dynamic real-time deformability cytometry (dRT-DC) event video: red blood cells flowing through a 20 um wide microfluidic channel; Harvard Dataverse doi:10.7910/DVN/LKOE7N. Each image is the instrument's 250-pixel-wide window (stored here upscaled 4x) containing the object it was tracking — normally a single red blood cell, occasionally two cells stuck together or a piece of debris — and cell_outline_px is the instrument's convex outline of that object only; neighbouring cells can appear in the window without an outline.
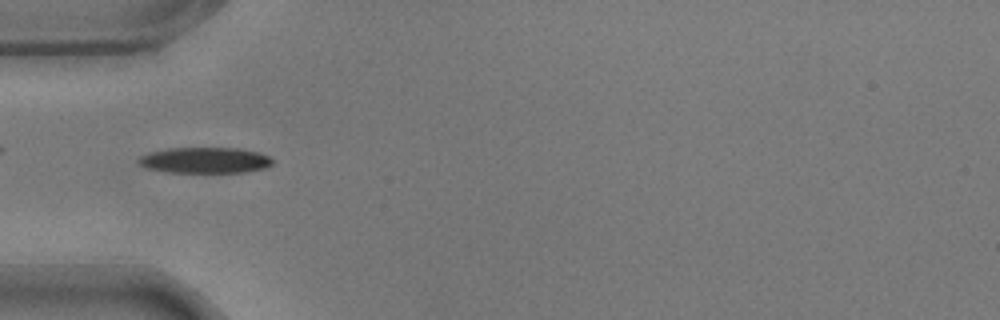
{"species": "common noctule bat (a hibernating species)", "species_latin": "Nyctalus noctula", "temperature_condition": "warm", "stored_images_in_passage": 57, "camera_frame_rate_fps": 3000, "um_per_image_px": 0.085, "animal": {"sex": "male", "body_mass_g": 17.9}, "frame": {"image": 1, "passage_image": 18, "time_ms": 5.667, "image_size_px": [1000, 320], "cell_outline_px": [[272, 164], [264, 168], [244, 172], [168, 172], [148, 168], [140, 164], [136, 160], [140, 156], [148, 152], [168, 148], [240, 148], [260, 152], [268, 156], [272, 160]], "centroid_in_image_um": [17.41, 13.61], "position_along_channel_um": 67.6, "area_um2": 20.17}}
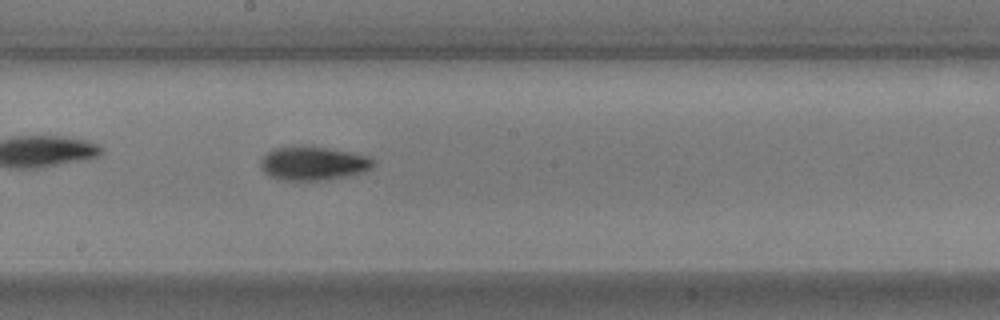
{"frame": {"image": 2, "passage_image": 31, "time_ms": 10.0, "image_size_px": [1000, 320], "cell_outline_px": [[376, 164], [372, 168], [364, 172], [328, 180], [280, 180], [264, 172], [260, 164], [260, 160], [268, 152], [276, 148], [304, 144], [352, 152], [368, 156], [376, 160]], "centroid_in_image_um": [26.67, 13.87], "position_along_channel_um": 221.5, "area_um2": 22.54}}
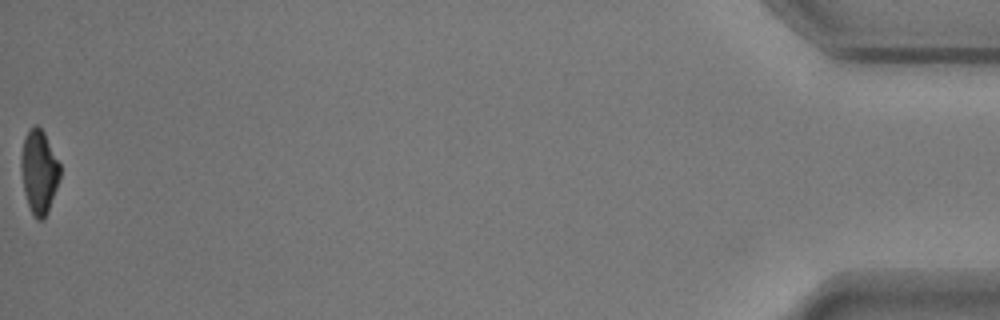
{"frame": {"image": 3, "passage_image": 57, "time_ms": 18.667, "image_size_px": [1000, 320], "cell_outline_px": [[60, 176], [48, 212], [44, 220], [36, 220], [28, 204], [24, 192], [20, 168], [20, 156], [24, 136], [28, 128], [36, 124], [44, 132], [60, 164]], "centroid_in_image_um": [3.3, 14.57], "position_along_channel_um": 431.9, "area_um2": 19.13}, "authors_computed_cell_mechanics": {"area_um2": 20.1144, "velocity_mm_per_s": 3.544, "shape_relaxation_time_tau1_ms": 3.7517, "shape_relaxation_time_tau2_ms": 3.2632, "deformation_change_tau1": 0.1742, "deformation_change_tau2": 0.0919}}